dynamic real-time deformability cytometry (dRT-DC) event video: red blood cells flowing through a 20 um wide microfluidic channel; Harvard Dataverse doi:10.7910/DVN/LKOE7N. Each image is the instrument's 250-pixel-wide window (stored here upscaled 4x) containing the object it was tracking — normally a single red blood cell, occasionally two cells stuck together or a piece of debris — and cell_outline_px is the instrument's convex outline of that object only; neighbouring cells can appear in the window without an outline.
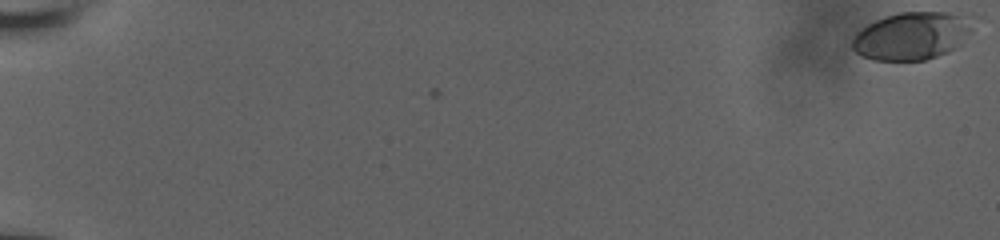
{"species": "human", "species_latin": "Homo sapiens", "temperature_condition": "room temperature", "stored_images_in_passage": 59, "camera_frame_rate_fps": 3000, "um_per_image_px": 0.085, "donor": {"sex": "male"}, "frame": {"image": 1, "passage_image": 1, "time_ms": 0.0, "image_size_px": [1000, 240], "cell_outline_px": [[968, 28], [956, 48], [948, 52], [924, 60], [872, 60], [856, 52], [852, 48], [852, 40], [856, 32], [868, 24], [876, 20], [900, 12], [944, 12], [956, 16]], "centroid_in_image_um": [77.31, 3.09], "position_along_channel_um": 7.7, "area_um2": 31.91}}
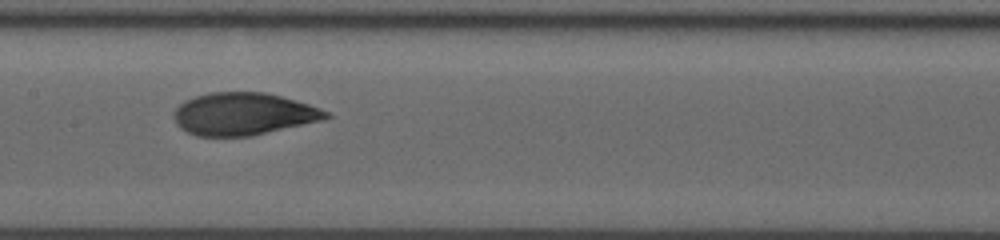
{"frame": {"image": 2, "passage_image": 33, "time_ms": 10.667, "image_size_px": [1000, 240], "cell_outline_px": [[332, 116], [320, 120], [252, 136], [196, 136], [180, 128], [176, 124], [176, 108], [184, 100], [208, 92], [264, 92], [296, 100], [320, 108], [328, 112]], "centroid_in_image_um": [20.68, 9.68], "position_along_channel_um": 186.7, "area_um2": 37.28}}
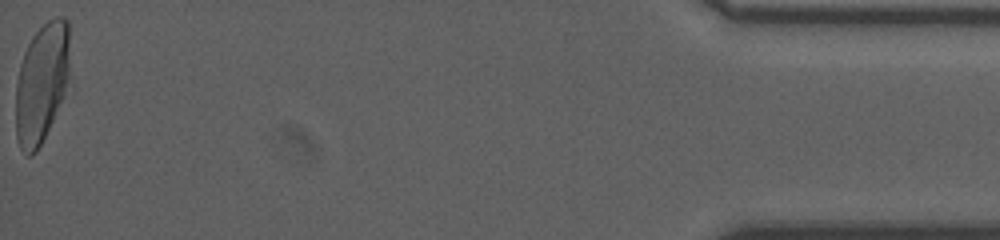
{"frame": {"image": 3, "passage_image": 59, "time_ms": 19.333, "image_size_px": [1000, 240], "cell_outline_px": [[68, 76], [64, 96], [36, 152], [28, 156], [20, 148], [16, 136], [16, 84], [20, 64], [24, 52], [28, 44], [36, 32], [48, 20], [56, 16], [60, 16], [68, 20]], "centroid_in_image_um": [3.52, 7.04], "position_along_channel_um": 431.7, "area_um2": 37.17}, "authors_computed_cell_mechanics": {"area_um2": 36.414, "velocity_mm_per_s": 3.8196, "shape_relaxation_time_tau1_ms": 3.9834, "shape_relaxation_time_tau2_ms": null, "deformation_change_tau1": 0.1808, "deformation_change_tau2": null}}